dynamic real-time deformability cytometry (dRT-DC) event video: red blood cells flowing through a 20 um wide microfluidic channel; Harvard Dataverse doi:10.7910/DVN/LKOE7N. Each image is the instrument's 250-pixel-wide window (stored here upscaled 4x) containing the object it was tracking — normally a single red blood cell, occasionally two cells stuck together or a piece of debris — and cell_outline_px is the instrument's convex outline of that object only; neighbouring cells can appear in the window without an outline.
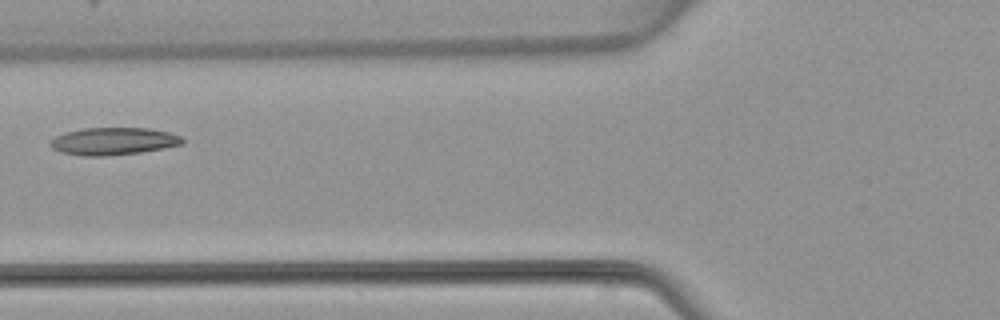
{"species": "common noctule bat (a hibernating species)", "species_latin": "Nyctalus noctula", "temperature_condition": "warm", "stored_images_in_passage": 4, "camera_frame_rate_fps": 3000, "um_per_image_px": 0.085, "animal": {"sex": "female", "body_mass_g": 22.7, "forearm_length_mm": 54.2}, "frame": {"image": 1, "passage_image": 4, "time_ms": 3.667, "image_size_px": [1000, 320], "cell_outline_px": [[184, 144], [164, 148], [140, 152], [104, 156], [84, 156], [60, 152], [52, 148], [48, 144], [48, 140], [64, 132], [84, 128], [148, 128], [168, 132], [180, 136], [184, 140]], "centroid_in_image_um": [9.6, 12.0], "position_along_channel_um": 116.2, "area_um2": 21.21}}